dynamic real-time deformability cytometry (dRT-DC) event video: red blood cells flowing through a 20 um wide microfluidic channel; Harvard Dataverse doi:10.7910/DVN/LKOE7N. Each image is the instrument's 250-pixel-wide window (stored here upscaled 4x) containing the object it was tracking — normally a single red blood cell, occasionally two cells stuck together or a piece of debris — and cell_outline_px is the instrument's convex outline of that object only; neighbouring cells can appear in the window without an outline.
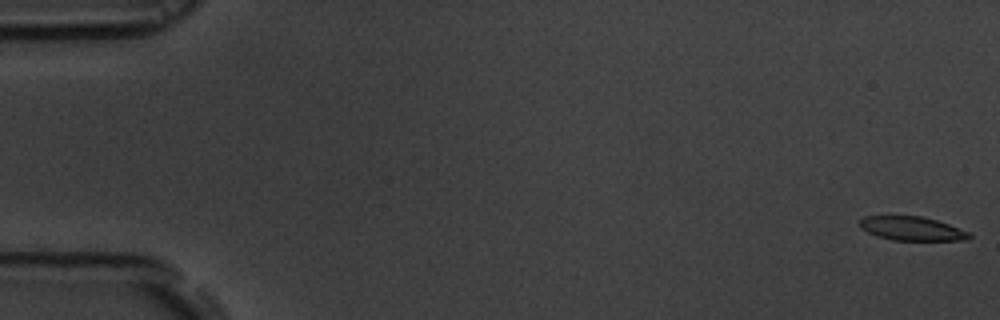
{"species": "common noctule bat (a hibernating species)", "species_latin": "Nyctalus noctula", "temperature_condition": "room temperature", "stored_images_in_passage": 56, "camera_frame_rate_fps": 3000, "um_per_image_px": 0.085, "animal": {"sex": "male", "body_mass_g": 19.5, "forearm_length_mm": 54.6}, "frame": {"image": 1, "passage_image": 1, "time_ms": 0.0, "image_size_px": [1000, 320], "cell_outline_px": [[972, 236], [968, 240], [892, 240], [876, 236], [860, 228], [860, 220], [864, 216], [920, 216], [936, 220], [948, 224], [968, 232]], "centroid_in_image_um": [77.49, 19.43], "position_along_channel_um": 7.5, "area_um2": 15.14}}
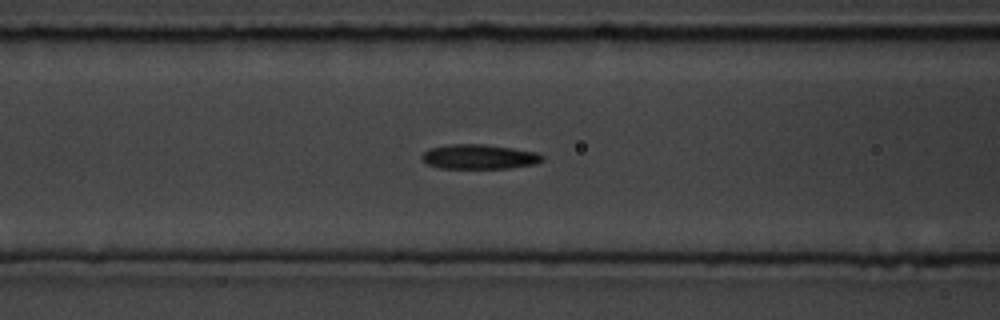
{"frame": {"image": 2, "passage_image": 23, "time_ms": 7.333, "image_size_px": [1000, 320], "cell_outline_px": [[544, 160], [536, 164], [512, 168], [440, 168], [428, 164], [420, 156], [428, 148], [452, 144], [484, 144], [512, 148], [536, 152], [544, 156]], "centroid_in_image_um": [40.75, 13.32], "position_along_channel_um": 125.8, "area_um2": 17.34}}
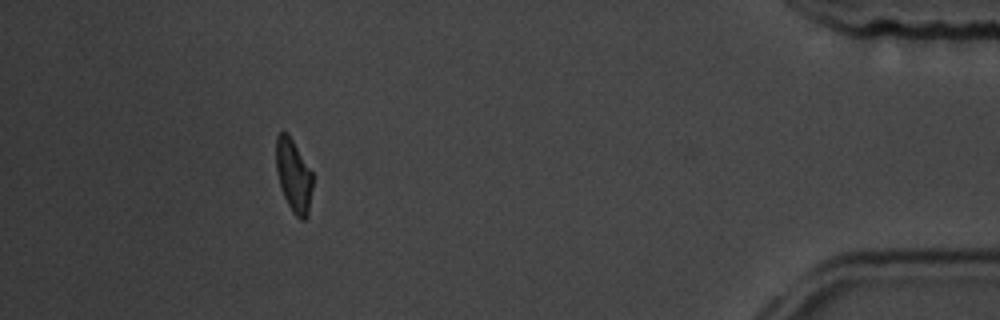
{"frame": {"image": 3, "passage_image": 51, "time_ms": 16.667, "image_size_px": [1000, 320], "cell_outline_px": [[312, 188], [308, 216], [304, 220], [300, 220], [292, 212], [280, 188], [276, 172], [276, 136], [280, 132], [288, 132], [312, 172]], "centroid_in_image_um": [24.94, 14.93], "position_along_channel_um": 410.3, "area_um2": 15.66}, "authors_computed_cell_mechanics": {"area_um2": 16.8487, "velocity_mm_per_s": 3.662, "shape_relaxation_time_tau1_ms": 3.1355, "shape_relaxation_time_tau2_ms": 1.7939, "deformation_change_tau1": 0.1645, "deformation_change_tau2": 0.0997}}